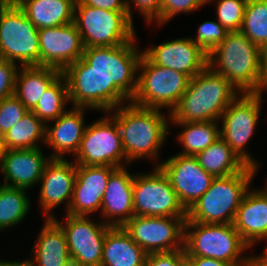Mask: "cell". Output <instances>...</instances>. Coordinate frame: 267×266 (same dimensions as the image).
I'll return each mask as SVG.
<instances>
[{"instance_id": "cell-21", "label": "cell", "mask_w": 267, "mask_h": 266, "mask_svg": "<svg viewBox=\"0 0 267 266\" xmlns=\"http://www.w3.org/2000/svg\"><path fill=\"white\" fill-rule=\"evenodd\" d=\"M50 156L45 157L41 147L32 149H6L0 172L4 174L2 185L28 190L39 184Z\"/></svg>"}, {"instance_id": "cell-24", "label": "cell", "mask_w": 267, "mask_h": 266, "mask_svg": "<svg viewBox=\"0 0 267 266\" xmlns=\"http://www.w3.org/2000/svg\"><path fill=\"white\" fill-rule=\"evenodd\" d=\"M234 227L250 246L267 240V193L264 189H249L237 210Z\"/></svg>"}, {"instance_id": "cell-22", "label": "cell", "mask_w": 267, "mask_h": 266, "mask_svg": "<svg viewBox=\"0 0 267 266\" xmlns=\"http://www.w3.org/2000/svg\"><path fill=\"white\" fill-rule=\"evenodd\" d=\"M127 167L117 168L109 177L101 204L102 220L111 227H122L134 216L133 180Z\"/></svg>"}, {"instance_id": "cell-6", "label": "cell", "mask_w": 267, "mask_h": 266, "mask_svg": "<svg viewBox=\"0 0 267 266\" xmlns=\"http://www.w3.org/2000/svg\"><path fill=\"white\" fill-rule=\"evenodd\" d=\"M0 58L40 66L38 29L14 1L0 0Z\"/></svg>"}, {"instance_id": "cell-17", "label": "cell", "mask_w": 267, "mask_h": 266, "mask_svg": "<svg viewBox=\"0 0 267 266\" xmlns=\"http://www.w3.org/2000/svg\"><path fill=\"white\" fill-rule=\"evenodd\" d=\"M40 66L63 71L82 58L85 49L81 35L74 23L38 29Z\"/></svg>"}, {"instance_id": "cell-36", "label": "cell", "mask_w": 267, "mask_h": 266, "mask_svg": "<svg viewBox=\"0 0 267 266\" xmlns=\"http://www.w3.org/2000/svg\"><path fill=\"white\" fill-rule=\"evenodd\" d=\"M197 32L196 39L191 37V40L208 55L226 38L229 31L219 21H205Z\"/></svg>"}, {"instance_id": "cell-33", "label": "cell", "mask_w": 267, "mask_h": 266, "mask_svg": "<svg viewBox=\"0 0 267 266\" xmlns=\"http://www.w3.org/2000/svg\"><path fill=\"white\" fill-rule=\"evenodd\" d=\"M68 101V86L61 73L46 89L31 112L45 124H50L52 120L57 119L66 111Z\"/></svg>"}, {"instance_id": "cell-2", "label": "cell", "mask_w": 267, "mask_h": 266, "mask_svg": "<svg viewBox=\"0 0 267 266\" xmlns=\"http://www.w3.org/2000/svg\"><path fill=\"white\" fill-rule=\"evenodd\" d=\"M239 94L223 75L207 66L190 79L186 92L169 113L170 122L219 121Z\"/></svg>"}, {"instance_id": "cell-3", "label": "cell", "mask_w": 267, "mask_h": 266, "mask_svg": "<svg viewBox=\"0 0 267 266\" xmlns=\"http://www.w3.org/2000/svg\"><path fill=\"white\" fill-rule=\"evenodd\" d=\"M262 49L241 31L226 38L208 54V66L223 75L239 93H256Z\"/></svg>"}, {"instance_id": "cell-42", "label": "cell", "mask_w": 267, "mask_h": 266, "mask_svg": "<svg viewBox=\"0 0 267 266\" xmlns=\"http://www.w3.org/2000/svg\"><path fill=\"white\" fill-rule=\"evenodd\" d=\"M81 4L108 11L128 12L126 0H78Z\"/></svg>"}, {"instance_id": "cell-25", "label": "cell", "mask_w": 267, "mask_h": 266, "mask_svg": "<svg viewBox=\"0 0 267 266\" xmlns=\"http://www.w3.org/2000/svg\"><path fill=\"white\" fill-rule=\"evenodd\" d=\"M26 266H73L64 231L53 219H45Z\"/></svg>"}, {"instance_id": "cell-44", "label": "cell", "mask_w": 267, "mask_h": 266, "mask_svg": "<svg viewBox=\"0 0 267 266\" xmlns=\"http://www.w3.org/2000/svg\"><path fill=\"white\" fill-rule=\"evenodd\" d=\"M195 266H252V265H234L224 261L216 260L208 257L188 256Z\"/></svg>"}, {"instance_id": "cell-35", "label": "cell", "mask_w": 267, "mask_h": 266, "mask_svg": "<svg viewBox=\"0 0 267 266\" xmlns=\"http://www.w3.org/2000/svg\"><path fill=\"white\" fill-rule=\"evenodd\" d=\"M212 1L206 0V4ZM216 2L217 20L229 32L240 31L247 0H216Z\"/></svg>"}, {"instance_id": "cell-8", "label": "cell", "mask_w": 267, "mask_h": 266, "mask_svg": "<svg viewBox=\"0 0 267 266\" xmlns=\"http://www.w3.org/2000/svg\"><path fill=\"white\" fill-rule=\"evenodd\" d=\"M137 89L131 102L171 112L186 92L190 78L176 70L157 66L142 54L138 65Z\"/></svg>"}, {"instance_id": "cell-37", "label": "cell", "mask_w": 267, "mask_h": 266, "mask_svg": "<svg viewBox=\"0 0 267 266\" xmlns=\"http://www.w3.org/2000/svg\"><path fill=\"white\" fill-rule=\"evenodd\" d=\"M28 113V109L15 96L0 101V137Z\"/></svg>"}, {"instance_id": "cell-4", "label": "cell", "mask_w": 267, "mask_h": 266, "mask_svg": "<svg viewBox=\"0 0 267 266\" xmlns=\"http://www.w3.org/2000/svg\"><path fill=\"white\" fill-rule=\"evenodd\" d=\"M255 167L246 166L241 172L215 177L209 189L187 211L186 221L205 224H233L241 201L250 189Z\"/></svg>"}, {"instance_id": "cell-38", "label": "cell", "mask_w": 267, "mask_h": 266, "mask_svg": "<svg viewBox=\"0 0 267 266\" xmlns=\"http://www.w3.org/2000/svg\"><path fill=\"white\" fill-rule=\"evenodd\" d=\"M206 5V0H161V25L177 14L190 13Z\"/></svg>"}, {"instance_id": "cell-32", "label": "cell", "mask_w": 267, "mask_h": 266, "mask_svg": "<svg viewBox=\"0 0 267 266\" xmlns=\"http://www.w3.org/2000/svg\"><path fill=\"white\" fill-rule=\"evenodd\" d=\"M30 202L25 189L0 184V231L20 224L30 211Z\"/></svg>"}, {"instance_id": "cell-45", "label": "cell", "mask_w": 267, "mask_h": 266, "mask_svg": "<svg viewBox=\"0 0 267 266\" xmlns=\"http://www.w3.org/2000/svg\"><path fill=\"white\" fill-rule=\"evenodd\" d=\"M259 256L252 255V266H267V245L263 250V255L258 254Z\"/></svg>"}, {"instance_id": "cell-40", "label": "cell", "mask_w": 267, "mask_h": 266, "mask_svg": "<svg viewBox=\"0 0 267 266\" xmlns=\"http://www.w3.org/2000/svg\"><path fill=\"white\" fill-rule=\"evenodd\" d=\"M18 64L0 58V101L14 95ZM18 67V68H17Z\"/></svg>"}, {"instance_id": "cell-19", "label": "cell", "mask_w": 267, "mask_h": 266, "mask_svg": "<svg viewBox=\"0 0 267 266\" xmlns=\"http://www.w3.org/2000/svg\"><path fill=\"white\" fill-rule=\"evenodd\" d=\"M142 52L153 64L181 72L190 79L208 66V55L191 37L166 41Z\"/></svg>"}, {"instance_id": "cell-31", "label": "cell", "mask_w": 267, "mask_h": 266, "mask_svg": "<svg viewBox=\"0 0 267 266\" xmlns=\"http://www.w3.org/2000/svg\"><path fill=\"white\" fill-rule=\"evenodd\" d=\"M46 124L33 112L28 113L11 127L4 135L5 149L39 148L38 141L45 143Z\"/></svg>"}, {"instance_id": "cell-28", "label": "cell", "mask_w": 267, "mask_h": 266, "mask_svg": "<svg viewBox=\"0 0 267 266\" xmlns=\"http://www.w3.org/2000/svg\"><path fill=\"white\" fill-rule=\"evenodd\" d=\"M15 79L14 95L31 111L50 84L62 73L49 66H20Z\"/></svg>"}, {"instance_id": "cell-12", "label": "cell", "mask_w": 267, "mask_h": 266, "mask_svg": "<svg viewBox=\"0 0 267 266\" xmlns=\"http://www.w3.org/2000/svg\"><path fill=\"white\" fill-rule=\"evenodd\" d=\"M106 114L87 125L80 147L74 156L76 165L115 168L127 166L124 164H127V158L122 147L117 121L111 113L106 112Z\"/></svg>"}, {"instance_id": "cell-20", "label": "cell", "mask_w": 267, "mask_h": 266, "mask_svg": "<svg viewBox=\"0 0 267 266\" xmlns=\"http://www.w3.org/2000/svg\"><path fill=\"white\" fill-rule=\"evenodd\" d=\"M117 168L113 166L77 165L73 196L66 214L88 216L101 211L104 192L110 175Z\"/></svg>"}, {"instance_id": "cell-14", "label": "cell", "mask_w": 267, "mask_h": 266, "mask_svg": "<svg viewBox=\"0 0 267 266\" xmlns=\"http://www.w3.org/2000/svg\"><path fill=\"white\" fill-rule=\"evenodd\" d=\"M187 218L134 215L122 227L147 254L184 249Z\"/></svg>"}, {"instance_id": "cell-5", "label": "cell", "mask_w": 267, "mask_h": 266, "mask_svg": "<svg viewBox=\"0 0 267 266\" xmlns=\"http://www.w3.org/2000/svg\"><path fill=\"white\" fill-rule=\"evenodd\" d=\"M249 248L234 224L185 221L184 251L187 256L208 257L234 265H252V255L242 256Z\"/></svg>"}, {"instance_id": "cell-29", "label": "cell", "mask_w": 267, "mask_h": 266, "mask_svg": "<svg viewBox=\"0 0 267 266\" xmlns=\"http://www.w3.org/2000/svg\"><path fill=\"white\" fill-rule=\"evenodd\" d=\"M195 157L199 165L214 177L236 174L247 166L221 137Z\"/></svg>"}, {"instance_id": "cell-7", "label": "cell", "mask_w": 267, "mask_h": 266, "mask_svg": "<svg viewBox=\"0 0 267 266\" xmlns=\"http://www.w3.org/2000/svg\"><path fill=\"white\" fill-rule=\"evenodd\" d=\"M62 74L67 82L72 107H86L106 113L131 101L117 86H110L105 76L95 73L82 58L67 66Z\"/></svg>"}, {"instance_id": "cell-43", "label": "cell", "mask_w": 267, "mask_h": 266, "mask_svg": "<svg viewBox=\"0 0 267 266\" xmlns=\"http://www.w3.org/2000/svg\"><path fill=\"white\" fill-rule=\"evenodd\" d=\"M267 92V48L262 49L261 54V73L255 94L262 95V92Z\"/></svg>"}, {"instance_id": "cell-1", "label": "cell", "mask_w": 267, "mask_h": 266, "mask_svg": "<svg viewBox=\"0 0 267 266\" xmlns=\"http://www.w3.org/2000/svg\"><path fill=\"white\" fill-rule=\"evenodd\" d=\"M109 113L117 121L127 164L147 157L153 161L158 159L160 148L171 133L170 114L167 117L161 109L141 107L131 101Z\"/></svg>"}, {"instance_id": "cell-16", "label": "cell", "mask_w": 267, "mask_h": 266, "mask_svg": "<svg viewBox=\"0 0 267 266\" xmlns=\"http://www.w3.org/2000/svg\"><path fill=\"white\" fill-rule=\"evenodd\" d=\"M154 165L159 166L167 175L179 202L186 211L209 189L215 178L199 165L195 156L177 153Z\"/></svg>"}, {"instance_id": "cell-48", "label": "cell", "mask_w": 267, "mask_h": 266, "mask_svg": "<svg viewBox=\"0 0 267 266\" xmlns=\"http://www.w3.org/2000/svg\"><path fill=\"white\" fill-rule=\"evenodd\" d=\"M5 150L6 149H5V146H4L3 138L0 137V169H1V166H2V161H3Z\"/></svg>"}, {"instance_id": "cell-34", "label": "cell", "mask_w": 267, "mask_h": 266, "mask_svg": "<svg viewBox=\"0 0 267 266\" xmlns=\"http://www.w3.org/2000/svg\"><path fill=\"white\" fill-rule=\"evenodd\" d=\"M240 31L261 49L267 48V0H247Z\"/></svg>"}, {"instance_id": "cell-15", "label": "cell", "mask_w": 267, "mask_h": 266, "mask_svg": "<svg viewBox=\"0 0 267 266\" xmlns=\"http://www.w3.org/2000/svg\"><path fill=\"white\" fill-rule=\"evenodd\" d=\"M64 217L63 223L56 217L53 220L65 233L72 265L100 266L105 235L111 226L103 221L95 223L87 216L66 214Z\"/></svg>"}, {"instance_id": "cell-47", "label": "cell", "mask_w": 267, "mask_h": 266, "mask_svg": "<svg viewBox=\"0 0 267 266\" xmlns=\"http://www.w3.org/2000/svg\"><path fill=\"white\" fill-rule=\"evenodd\" d=\"M179 266H195V265H194V262L187 255H185L180 260Z\"/></svg>"}, {"instance_id": "cell-13", "label": "cell", "mask_w": 267, "mask_h": 266, "mask_svg": "<svg viewBox=\"0 0 267 266\" xmlns=\"http://www.w3.org/2000/svg\"><path fill=\"white\" fill-rule=\"evenodd\" d=\"M133 208L136 216L187 218V211L159 166L152 172L135 174Z\"/></svg>"}, {"instance_id": "cell-11", "label": "cell", "mask_w": 267, "mask_h": 266, "mask_svg": "<svg viewBox=\"0 0 267 266\" xmlns=\"http://www.w3.org/2000/svg\"><path fill=\"white\" fill-rule=\"evenodd\" d=\"M263 95L240 93L226 108L219 119L222 121L220 137L230 146L235 154L248 166L258 171L259 163L246 150L260 116Z\"/></svg>"}, {"instance_id": "cell-39", "label": "cell", "mask_w": 267, "mask_h": 266, "mask_svg": "<svg viewBox=\"0 0 267 266\" xmlns=\"http://www.w3.org/2000/svg\"><path fill=\"white\" fill-rule=\"evenodd\" d=\"M126 0V5L128 9V15L133 20L132 16V3L138 9L146 23L152 24L151 22H156L157 26H161V0Z\"/></svg>"}, {"instance_id": "cell-23", "label": "cell", "mask_w": 267, "mask_h": 266, "mask_svg": "<svg viewBox=\"0 0 267 266\" xmlns=\"http://www.w3.org/2000/svg\"><path fill=\"white\" fill-rule=\"evenodd\" d=\"M86 107H73L65 111L54 121L53 126L46 124L45 143L53 149L51 158H65V154L75 156L87 125H84V111Z\"/></svg>"}, {"instance_id": "cell-26", "label": "cell", "mask_w": 267, "mask_h": 266, "mask_svg": "<svg viewBox=\"0 0 267 266\" xmlns=\"http://www.w3.org/2000/svg\"><path fill=\"white\" fill-rule=\"evenodd\" d=\"M146 256L123 227H110L105 235L100 266H145Z\"/></svg>"}, {"instance_id": "cell-30", "label": "cell", "mask_w": 267, "mask_h": 266, "mask_svg": "<svg viewBox=\"0 0 267 266\" xmlns=\"http://www.w3.org/2000/svg\"><path fill=\"white\" fill-rule=\"evenodd\" d=\"M218 122H170L176 126L183 127L182 131L177 135V140L183 147V151L178 154L196 156L207 149L220 138Z\"/></svg>"}, {"instance_id": "cell-10", "label": "cell", "mask_w": 267, "mask_h": 266, "mask_svg": "<svg viewBox=\"0 0 267 266\" xmlns=\"http://www.w3.org/2000/svg\"><path fill=\"white\" fill-rule=\"evenodd\" d=\"M135 38L118 46L85 48L82 59L110 86H117L130 100L137 89L138 65L143 52L135 46Z\"/></svg>"}, {"instance_id": "cell-9", "label": "cell", "mask_w": 267, "mask_h": 266, "mask_svg": "<svg viewBox=\"0 0 267 266\" xmlns=\"http://www.w3.org/2000/svg\"><path fill=\"white\" fill-rule=\"evenodd\" d=\"M73 23L85 48L118 46L136 38L135 26L128 12L108 11L75 3Z\"/></svg>"}, {"instance_id": "cell-18", "label": "cell", "mask_w": 267, "mask_h": 266, "mask_svg": "<svg viewBox=\"0 0 267 266\" xmlns=\"http://www.w3.org/2000/svg\"><path fill=\"white\" fill-rule=\"evenodd\" d=\"M76 167L73 161L65 158H51L45 165L39 180L41 186L38 196L45 219H53L52 210L63 203H67V213L73 196Z\"/></svg>"}, {"instance_id": "cell-41", "label": "cell", "mask_w": 267, "mask_h": 266, "mask_svg": "<svg viewBox=\"0 0 267 266\" xmlns=\"http://www.w3.org/2000/svg\"><path fill=\"white\" fill-rule=\"evenodd\" d=\"M184 249L171 252L147 254L145 266H179L180 260L185 256Z\"/></svg>"}, {"instance_id": "cell-27", "label": "cell", "mask_w": 267, "mask_h": 266, "mask_svg": "<svg viewBox=\"0 0 267 266\" xmlns=\"http://www.w3.org/2000/svg\"><path fill=\"white\" fill-rule=\"evenodd\" d=\"M37 29L73 23L76 0H13Z\"/></svg>"}, {"instance_id": "cell-46", "label": "cell", "mask_w": 267, "mask_h": 266, "mask_svg": "<svg viewBox=\"0 0 267 266\" xmlns=\"http://www.w3.org/2000/svg\"><path fill=\"white\" fill-rule=\"evenodd\" d=\"M0 266H26V261H9V260H0Z\"/></svg>"}]
</instances>
